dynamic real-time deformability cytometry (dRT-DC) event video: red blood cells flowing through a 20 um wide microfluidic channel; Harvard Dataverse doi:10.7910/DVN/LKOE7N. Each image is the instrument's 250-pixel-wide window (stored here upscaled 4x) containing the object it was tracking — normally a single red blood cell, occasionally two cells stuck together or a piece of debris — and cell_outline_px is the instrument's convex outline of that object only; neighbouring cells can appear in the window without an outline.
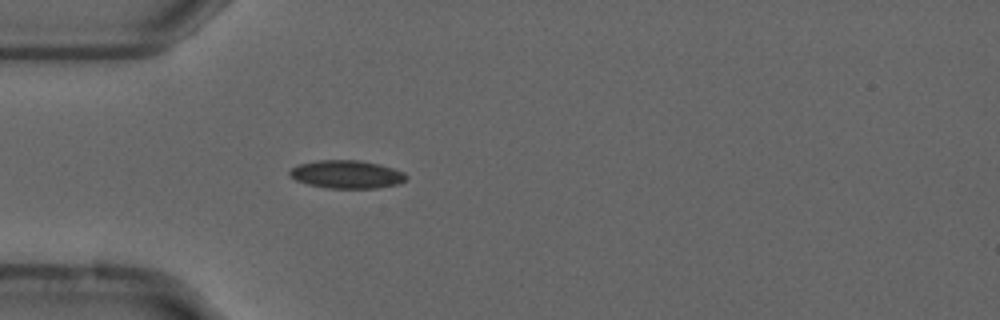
{"species": "common noctule bat (a hibernating species)", "species_latin": "Nyctalus noctula", "temperature_condition": "cold", "stored_images_in_passage": 40, "camera_frame_rate_fps": 3000, "um_per_image_px": 0.085, "animal": {"sex": "male", "forearm_length_mm": 52.5}, "frame": {"image": 1, "passage_image": 1, "time_ms": 0.0, "image_size_px": [1000, 320], "cell_outline_px": [[408, 180], [400, 184], [376, 188], [328, 188], [308, 184], [296, 180], [288, 172], [292, 168], [300, 164], [320, 160], [356, 160], [376, 164], [392, 168], [404, 172], [408, 176]], "centroid_in_image_um": [29.52, 14.83], "position_along_channel_um": 55.5, "area_um2": 18.9}}
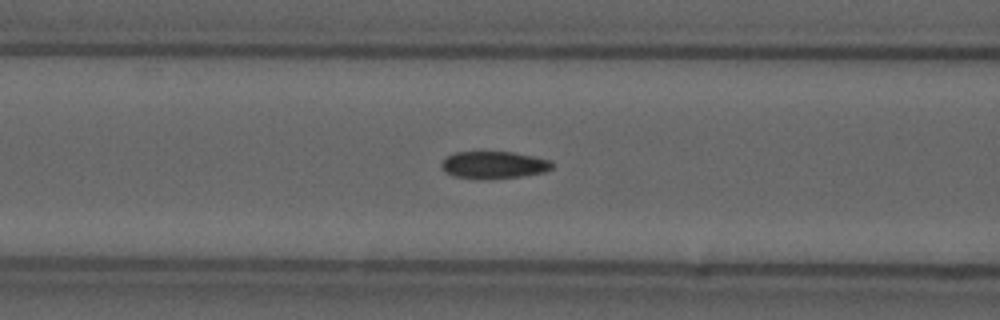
{"frame": {"image": 2, "passage_image": 7, "time_ms": 2.0, "image_size_px": [1000, 320], "cell_outline_px": [[552, 168], [544, 172], [520, 176], [480, 180], [452, 176], [444, 172], [440, 164], [452, 152], [512, 152], [532, 156], [548, 160], [552, 164]], "centroid_in_image_um": [41.9, 14.03], "position_along_channel_um": 124.7, "area_um2": 17.57}}
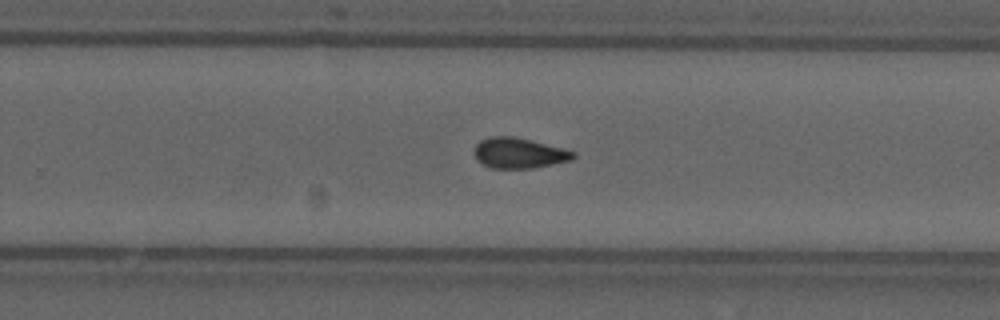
{"frame": {"image": 3, "passage_image": 20, "time_ms": 6.333, "image_size_px": [1000, 320], "cell_outline_px": [[576, 156], [572, 160], [532, 168], [492, 168], [476, 160], [476, 144], [480, 140], [488, 136], [512, 136], [532, 140], [564, 148], [576, 152]], "centroid_in_image_um": [44.14, 13.0], "position_along_channel_um": 285.7, "area_um2": 17.57}, "authors_computed_cell_mechanics": {"area_um2": 17.2822, "velocity_mm_per_s": 3.7301, "shape_relaxation_time_tau1_ms": 6.0657, "shape_relaxation_time_tau2_ms": 2.3843, "deformation_change_tau1": 0.1449, "deformation_change_tau2": 0.0772}}